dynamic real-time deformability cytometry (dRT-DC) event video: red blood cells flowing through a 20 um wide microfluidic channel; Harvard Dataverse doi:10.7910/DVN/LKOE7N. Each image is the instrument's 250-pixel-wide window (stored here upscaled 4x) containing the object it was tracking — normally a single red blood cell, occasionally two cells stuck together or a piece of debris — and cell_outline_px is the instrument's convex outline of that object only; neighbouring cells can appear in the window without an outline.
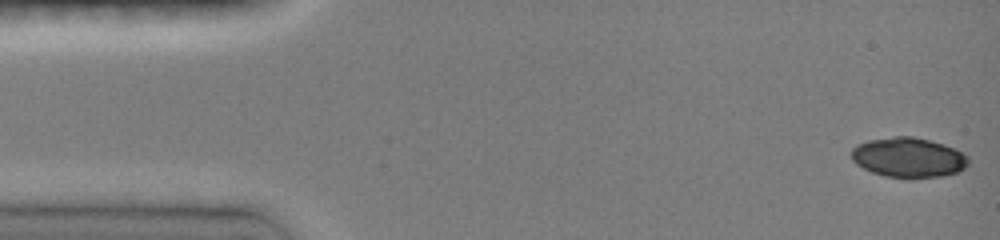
{"species": "common noctule bat (a hibernating species)", "species_latin": "Nyctalus noctula", "temperature_condition": "room temperature", "stored_images_in_passage": 43, "camera_frame_rate_fps": 3000, "um_per_image_px": 0.085, "animal": {"sex": "female", "body_mass_g": 19.0, "forearm_length_mm": 51.5}, "frame": {"image": 1, "passage_image": 1, "time_ms": 0.0, "image_size_px": [1000, 240], "cell_outline_px": [[968, 164], [964, 168], [956, 172], [944, 176], [908, 180], [884, 176], [872, 172], [856, 164], [852, 160], [852, 148], [856, 144], [868, 140], [896, 136], [912, 136], [944, 144], [968, 156]], "centroid_in_image_um": [77.2, 13.41], "position_along_channel_um": 7.8, "area_um2": 27.51}}
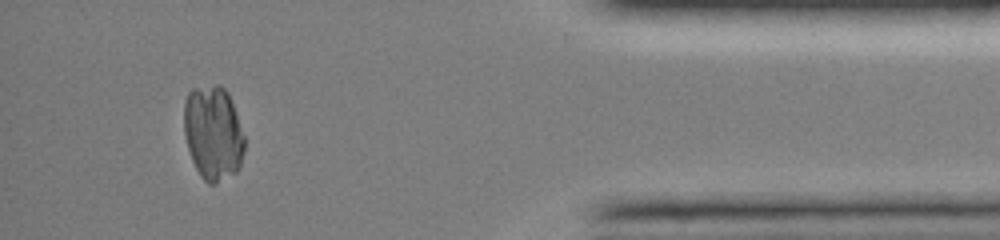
{"frame": {"image": 2, "passage_image": 37, "time_ms": 14.0, "image_size_px": [1000, 240], "cell_outline_px": [[244, 152], [240, 164], [236, 172], [216, 184], [208, 184], [200, 176], [192, 160], [188, 148], [184, 132], [184, 100], [188, 92], [192, 88], [216, 84], [220, 84], [228, 92], [244, 136]], "centroid_in_image_um": [18.1, 11.29], "position_along_channel_um": 417.1, "area_um2": 33.41}}